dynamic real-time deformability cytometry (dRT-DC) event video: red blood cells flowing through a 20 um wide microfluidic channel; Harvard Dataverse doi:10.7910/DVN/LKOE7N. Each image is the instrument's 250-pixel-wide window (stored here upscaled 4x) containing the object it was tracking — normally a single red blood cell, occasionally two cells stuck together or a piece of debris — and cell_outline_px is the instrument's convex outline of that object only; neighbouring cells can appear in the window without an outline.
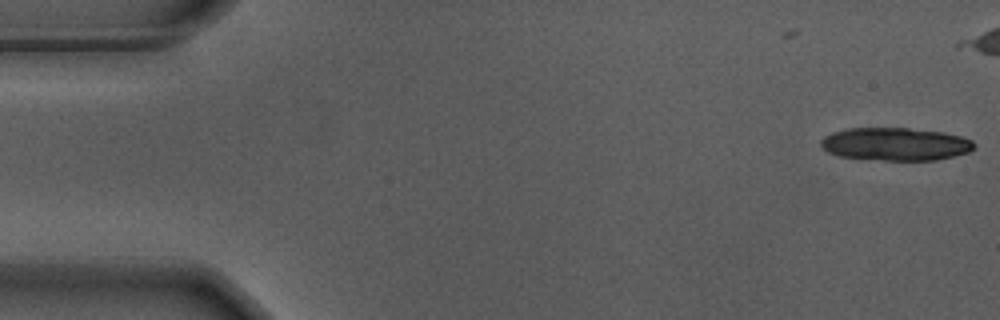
{"species": "Egyptian fruit bat (a non-hibernating species)", "species_latin": "Rousettus aegyptiacus", "temperature_condition": "warm", "stored_images_in_passage": 3, "camera_frame_rate_fps": 3000, "um_per_image_px": 0.085, "animal": {"sex": "male"}, "frame": {"image": 1, "passage_image": 3, "time_ms": 0.667, "image_size_px": [1000, 320], "cell_outline_px": [[976, 148], [968, 152], [936, 160], [884, 160], [840, 156], [828, 152], [820, 144], [820, 140], [824, 136], [832, 132], [848, 128], [908, 128], [944, 132], [960, 136], [972, 140], [976, 144]], "centroid_in_image_um": [76.13, 12.24], "position_along_channel_um": 8.9, "area_um2": 29.36}}